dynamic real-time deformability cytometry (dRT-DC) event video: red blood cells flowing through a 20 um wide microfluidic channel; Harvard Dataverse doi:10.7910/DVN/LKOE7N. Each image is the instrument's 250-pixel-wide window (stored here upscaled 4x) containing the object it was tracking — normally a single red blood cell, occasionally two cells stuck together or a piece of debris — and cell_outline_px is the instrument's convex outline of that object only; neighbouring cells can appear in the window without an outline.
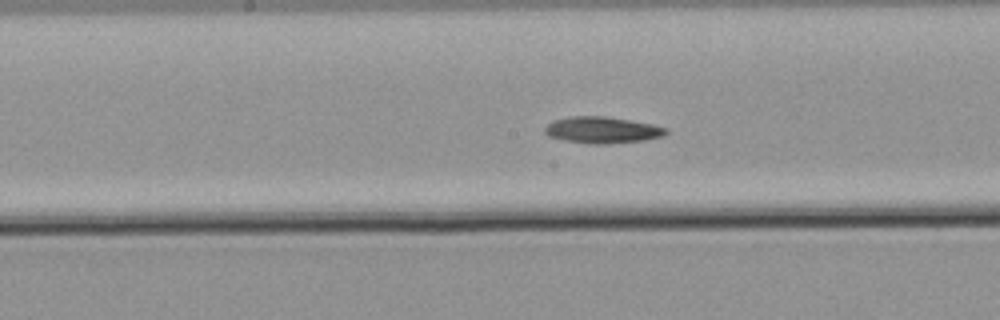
{"species": "common noctule bat (a hibernating species)", "species_latin": "Nyctalus noctula", "temperature_condition": "warm", "stored_images_in_passage": 27, "camera_frame_rate_fps": 3000, "um_per_image_px": 0.085, "animal": {"sex": "male", "body_mass_g": 21.5, "forearm_length_mm": 52.0}, "frame": {"image": 1, "passage_image": 12, "time_ms": 3.667, "image_size_px": [1000, 320], "cell_outline_px": [[668, 132], [664, 136], [644, 140], [608, 144], [592, 144], [564, 140], [548, 136], [544, 132], [544, 128], [552, 120], [568, 116], [604, 116], [652, 124], [668, 128]], "centroid_in_image_um": [51.18, 11.05], "position_along_channel_um": 197.0, "area_um2": 18.79}}
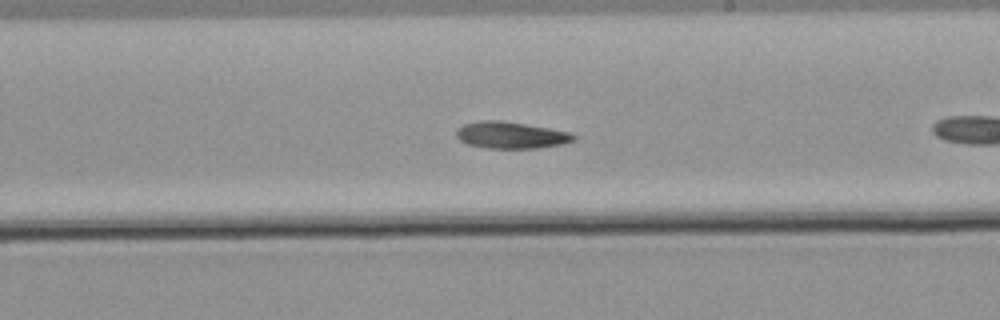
{"frame": {"image": 2, "passage_image": 16, "time_ms": 5.0, "image_size_px": [1000, 320], "cell_outline_px": [[576, 140], [564, 144], [536, 148], [484, 148], [468, 144], [460, 140], [456, 136], [456, 132], [464, 124], [484, 120], [500, 120], [548, 128], [568, 132], [576, 136]], "centroid_in_image_um": [43.44, 11.49], "position_along_channel_um": 245.6, "area_um2": 18.09}}